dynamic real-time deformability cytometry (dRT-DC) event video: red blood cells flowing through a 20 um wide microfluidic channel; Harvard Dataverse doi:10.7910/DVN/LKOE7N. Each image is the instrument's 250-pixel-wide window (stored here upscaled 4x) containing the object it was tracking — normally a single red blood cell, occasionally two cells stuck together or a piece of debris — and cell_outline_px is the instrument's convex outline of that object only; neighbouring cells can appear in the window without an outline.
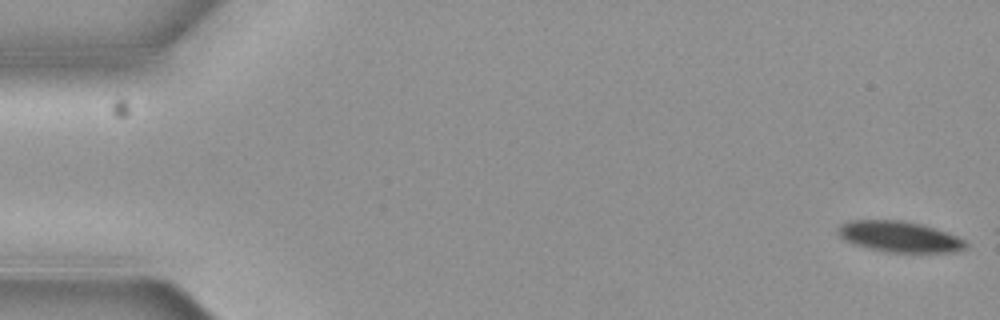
{"species": "common noctule bat (a hibernating species)", "species_latin": "Nyctalus noctula", "temperature_condition": "cold", "stored_images_in_passage": 6, "camera_frame_rate_fps": 3000, "um_per_image_px": 0.085, "animal": {"sex": "female", "body_mass_g": 19.3, "forearm_length_mm": 54.1}, "frame": {"image": 1, "passage_image": 1, "time_ms": 0.0, "image_size_px": [1000, 320], "cell_outline_px": [[968, 244], [964, 248], [952, 252], [888, 252], [868, 248], [856, 244], [840, 236], [840, 228], [844, 224], [852, 220], [900, 220], [920, 224], [956, 236], [964, 240]], "centroid_in_image_um": [76.49, 20.12], "position_along_channel_um": 8.5, "area_um2": 22.2}}
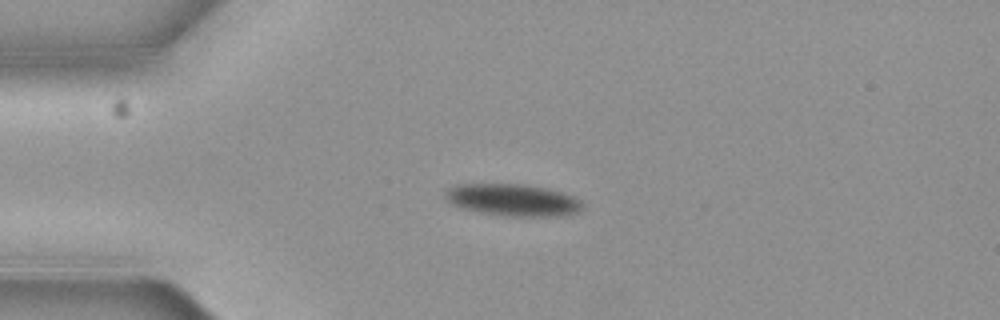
{"frame": {"image": 2, "passage_image": 4, "time_ms": 1.0, "image_size_px": [1000, 320], "cell_outline_px": [[584, 208], [576, 212], [564, 216], [508, 216], [484, 212], [464, 208], [452, 204], [444, 196], [444, 192], [448, 188], [456, 184], [524, 184], [544, 188], [560, 192], [572, 196], [580, 200], [584, 204]], "centroid_in_image_um": [43.61, 16.99], "position_along_channel_um": 41.4, "area_um2": 25.37}}
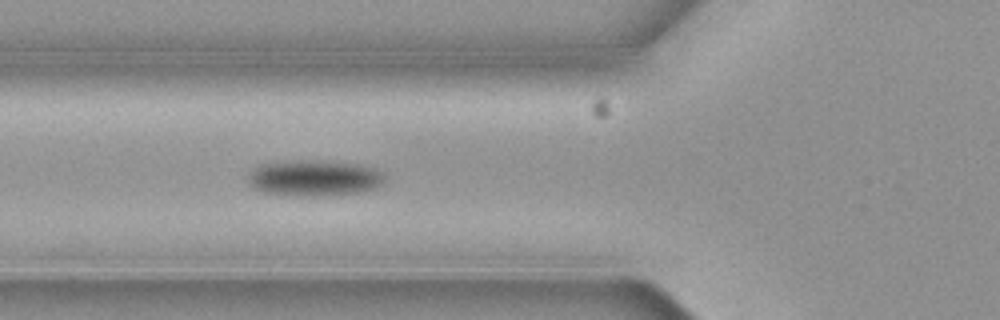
{"frame": {"image": 3, "passage_image": 6, "time_ms": 1.667, "image_size_px": [1000, 320], "cell_outline_px": [[384, 180], [376, 188], [360, 192], [320, 196], [300, 196], [264, 192], [256, 188], [248, 180], [248, 176], [260, 164], [308, 160], [356, 164], [372, 168], [380, 172], [384, 176]], "centroid_in_image_um": [26.73, 15.15], "position_along_channel_um": 99.1, "area_um2": 27.92}}